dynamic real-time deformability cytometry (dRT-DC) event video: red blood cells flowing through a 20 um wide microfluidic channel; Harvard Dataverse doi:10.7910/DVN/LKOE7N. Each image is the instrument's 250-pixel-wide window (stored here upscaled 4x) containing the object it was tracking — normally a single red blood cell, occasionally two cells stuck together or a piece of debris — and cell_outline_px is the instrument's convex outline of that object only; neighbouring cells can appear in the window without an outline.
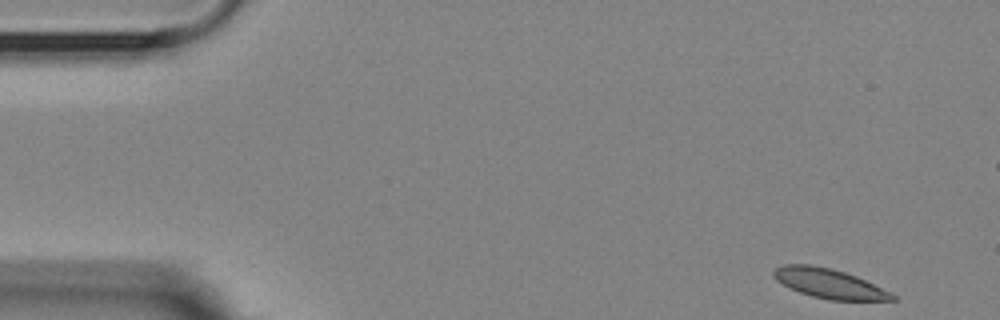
{"species": "Egyptian fruit bat (a non-hibernating species)", "species_latin": "Rousettus aegyptiacus", "temperature_condition": "room temperature", "stored_images_in_passage": 54, "camera_frame_rate_fps": 3000, "um_per_image_px": 0.085, "animal": {"sex": "female"}, "frame": {"image": 1, "passage_image": 1, "time_ms": 0.0, "image_size_px": [1000, 320], "cell_outline_px": [[896, 300], [828, 300], [812, 296], [800, 292], [776, 280], [772, 276], [772, 272], [776, 268], [784, 264], [808, 264], [832, 268], [856, 276], [896, 296]], "centroid_in_image_um": [70.42, 24.09], "position_along_channel_um": 14.6, "area_um2": 20.06}}
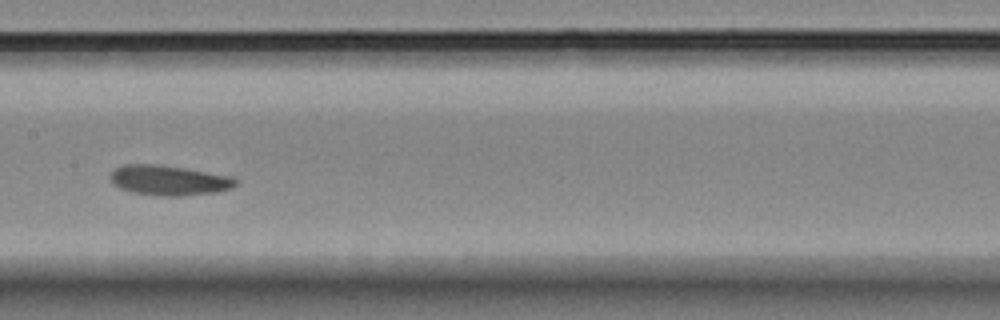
{"frame": {"image": 2, "passage_image": 25, "time_ms": 8.0, "image_size_px": [1000, 320], "cell_outline_px": [[240, 180], [232, 188], [220, 192], [184, 196], [160, 196], [132, 192], [120, 188], [112, 184], [108, 176], [116, 168], [124, 164], [156, 164], [184, 168], [232, 176]], "centroid_in_image_um": [14.38, 15.33], "position_along_channel_um": 193.0, "area_um2": 22.25}}
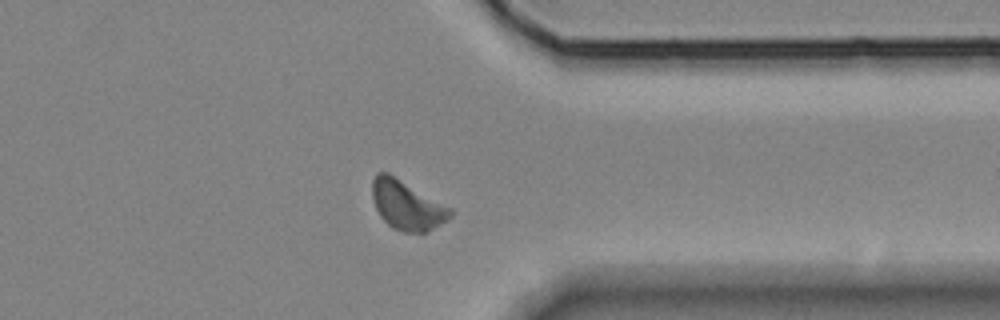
{"frame": {"image": 3, "passage_image": 41, "time_ms": 13.333, "image_size_px": [1000, 320], "cell_outline_px": [[452, 216], [448, 220], [424, 232], [404, 232], [392, 228], [380, 216], [376, 208], [372, 196], [372, 180], [376, 172], [388, 172], [452, 208]], "centroid_in_image_um": [34.58, 17.42], "position_along_channel_um": 376.8, "area_um2": 22.31}, "authors_computed_cell_mechanics": {"area_um2": 21.2126, "velocity_mm_per_s": 3.5402, "shape_relaxation_time_tau1_ms": 4.1601, "shape_relaxation_time_tau2_ms": 3.4883, "deformation_change_tau1": 0.1174, "deformation_change_tau2": 0.095}}